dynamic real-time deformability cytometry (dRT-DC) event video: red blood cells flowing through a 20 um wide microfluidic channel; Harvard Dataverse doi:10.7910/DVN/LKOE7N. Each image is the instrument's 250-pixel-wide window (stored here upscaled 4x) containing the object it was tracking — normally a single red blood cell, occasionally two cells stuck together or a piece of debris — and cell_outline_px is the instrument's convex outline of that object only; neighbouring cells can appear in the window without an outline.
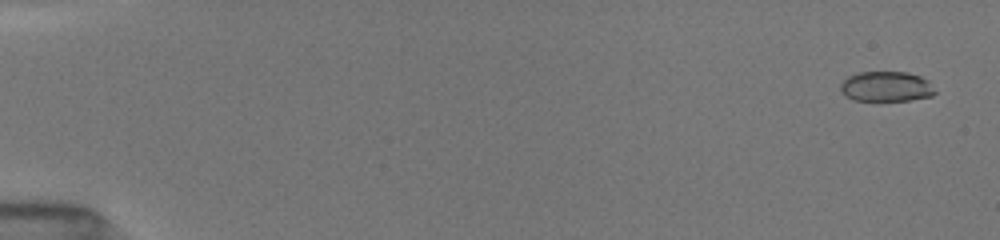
{"species": "common noctule bat (a hibernating species)", "species_latin": "Nyctalus noctula", "temperature_condition": "room temperature", "stored_images_in_passage": 9, "camera_frame_rate_fps": 3000, "um_per_image_px": 0.085, "animal": {"sex": "female", "body_mass_g": 19.5, "forearm_length_mm": 54.1}, "frame": {"image": 1, "passage_image": 1, "time_ms": 0.0, "image_size_px": [1000, 240], "cell_outline_px": [[936, 92], [932, 96], [908, 100], [852, 100], [844, 96], [840, 88], [840, 84], [848, 76], [856, 72], [908, 72], [920, 76], [928, 80]], "centroid_in_image_um": [75.31, 7.35], "position_along_channel_um": 9.7, "area_um2": 16.65}}
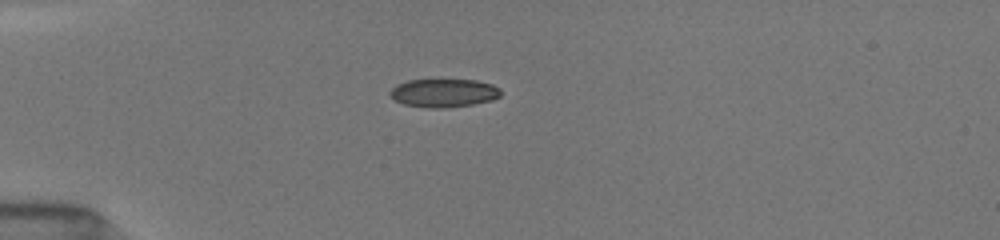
{"frame": {"image": 2, "passage_image": 6, "time_ms": 4.333, "image_size_px": [1000, 240], "cell_outline_px": [[500, 96], [492, 100], [472, 104], [444, 108], [428, 108], [404, 104], [396, 100], [388, 92], [396, 84], [408, 80], [476, 80], [492, 84], [500, 88]], "centroid_in_image_um": [37.72, 7.9], "position_along_channel_um": 47.3, "area_um2": 18.21}}
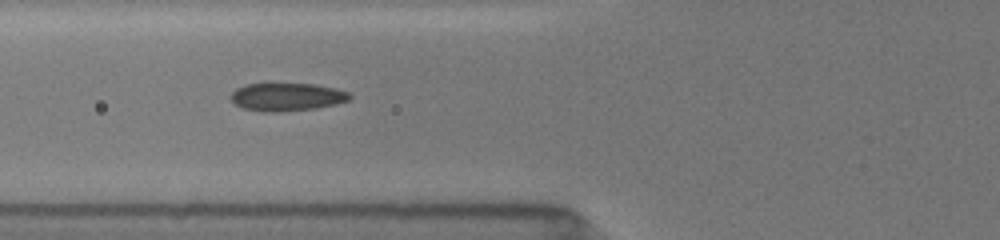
{"frame": {"image": 3, "passage_image": 8, "time_ms": 6.333, "image_size_px": [1000, 240], "cell_outline_px": [[352, 96], [348, 100], [336, 104], [316, 108], [276, 112], [264, 112], [244, 108], [236, 104], [228, 96], [236, 88], [244, 84], [268, 80], [312, 84], [336, 88], [348, 92]], "centroid_in_image_um": [24.32, 8.18], "position_along_channel_um": 101.5, "area_um2": 20.29}}